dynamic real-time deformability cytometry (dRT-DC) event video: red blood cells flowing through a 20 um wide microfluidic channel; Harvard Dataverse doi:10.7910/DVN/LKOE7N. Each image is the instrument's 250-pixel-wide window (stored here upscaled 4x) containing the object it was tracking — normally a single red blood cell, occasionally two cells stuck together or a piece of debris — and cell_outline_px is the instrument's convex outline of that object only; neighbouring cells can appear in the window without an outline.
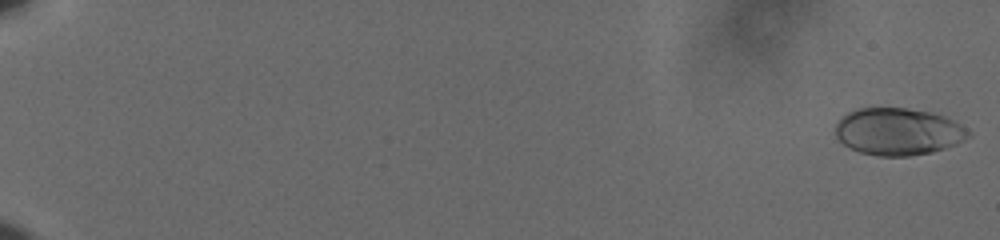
{"species": "human", "species_latin": "Homo sapiens", "temperature_condition": "cold", "stored_images_in_passage": 60, "camera_frame_rate_fps": 3000, "um_per_image_px": 0.085, "donor": {"sex": "male"}, "frame": {"image": 1, "passage_image": 1, "time_ms": 0.0, "image_size_px": [1000, 240], "cell_outline_px": [[972, 136], [956, 144], [932, 152], [908, 156], [880, 156], [860, 152], [844, 144], [836, 136], [836, 120], [840, 116], [856, 108], [908, 108], [932, 112], [944, 116], [960, 124], [972, 132]], "centroid_in_image_um": [76.35, 11.17], "position_along_channel_um": 8.7, "area_um2": 36.7}}
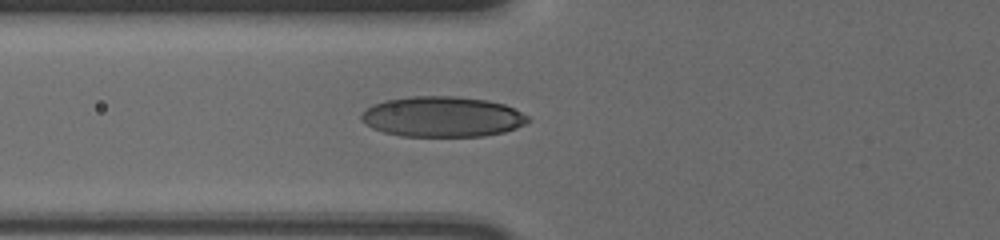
{"frame": {"image": 2, "passage_image": 26, "time_ms": 8.333, "image_size_px": [1000, 240], "cell_outline_px": [[532, 120], [516, 128], [504, 132], [484, 136], [400, 136], [384, 132], [372, 128], [364, 124], [360, 120], [360, 116], [372, 104], [384, 100], [412, 96], [456, 96], [488, 100], [504, 104], [528, 116]], "centroid_in_image_um": [37.58, 9.92], "position_along_channel_um": 88.2, "area_um2": 39.42}}
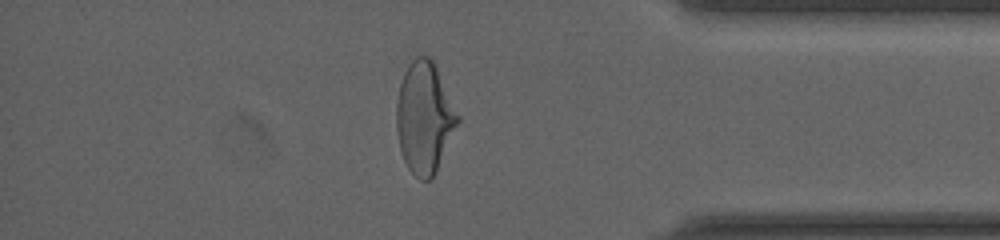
{"frame": {"image": 3, "passage_image": 53, "time_ms": 17.333, "image_size_px": [1000, 240], "cell_outline_px": [[460, 120], [436, 172], [428, 180], [420, 180], [408, 168], [400, 152], [396, 128], [396, 104], [400, 84], [404, 72], [408, 64], [416, 56], [428, 56], [436, 64], [460, 116]], "centroid_in_image_um": [36.08, 9.98], "position_along_channel_um": 399.1, "area_um2": 39.94}, "authors_computed_cell_mechanics": {"area_um2": 37.0498, "velocity_mm_per_s": 3.6305, "shape_relaxation_time_tau1_ms": 5.4123, "shape_relaxation_time_tau2_ms": 0.8139, "deformation_change_tau1": 0.175, "deformation_change_tau2": 0.056}}